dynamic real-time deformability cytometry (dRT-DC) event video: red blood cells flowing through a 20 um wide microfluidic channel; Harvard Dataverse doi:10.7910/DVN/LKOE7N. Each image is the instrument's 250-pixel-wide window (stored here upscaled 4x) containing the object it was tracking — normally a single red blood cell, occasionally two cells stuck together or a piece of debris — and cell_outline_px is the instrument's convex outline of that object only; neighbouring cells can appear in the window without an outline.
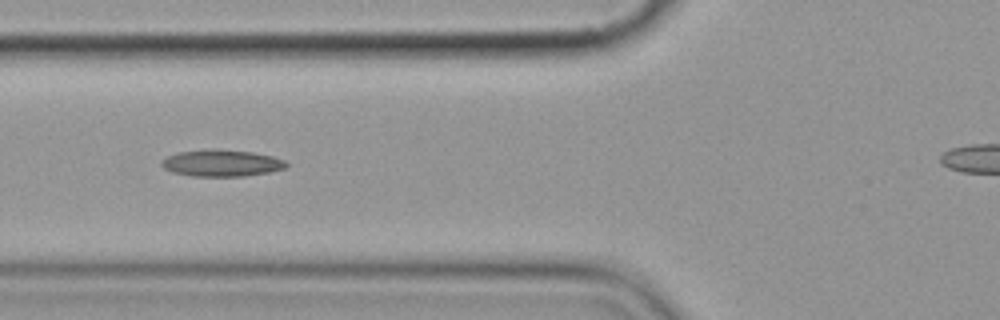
{"species": "common noctule bat (a hibernating species)", "species_latin": "Nyctalus noctula", "temperature_condition": "cold", "stored_images_in_passage": 7, "camera_frame_rate_fps": 3000, "um_per_image_px": 0.085, "animal": {"sex": "female", "body_mass_g": 19.9}, "frame": {"image": 1, "passage_image": 7, "time_ms": 7.0, "image_size_px": [1000, 320], "cell_outline_px": [[288, 164], [284, 168], [268, 172], [244, 176], [192, 176], [172, 172], [164, 168], [160, 164], [160, 160], [168, 156], [180, 152], [212, 148], [216, 148], [252, 152], [272, 156], [284, 160]], "centroid_in_image_um": [18.8, 13.85], "position_along_channel_um": 107.0, "area_um2": 19.42}}